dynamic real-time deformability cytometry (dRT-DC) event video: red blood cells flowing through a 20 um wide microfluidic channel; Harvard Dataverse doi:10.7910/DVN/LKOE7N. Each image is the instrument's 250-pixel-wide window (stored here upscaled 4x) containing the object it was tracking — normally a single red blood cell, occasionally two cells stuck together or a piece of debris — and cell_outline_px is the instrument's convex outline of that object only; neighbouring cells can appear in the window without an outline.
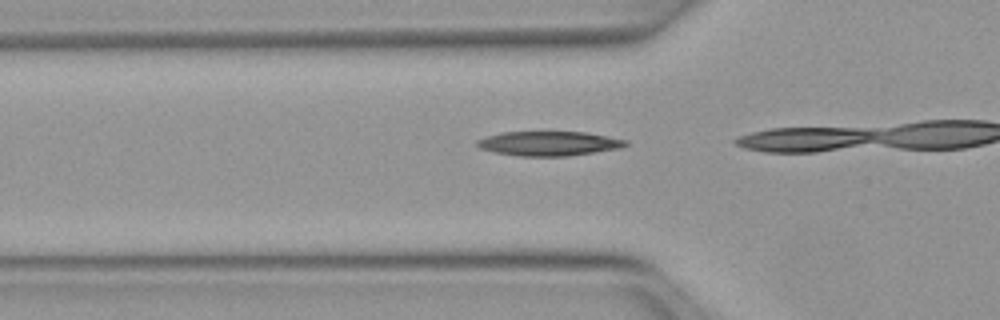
{"species": "Egyptian fruit bat (a non-hibernating species)", "species_latin": "Rousettus aegyptiacus", "temperature_condition": "warm", "stored_images_in_passage": 5, "camera_frame_rate_fps": 3000, "um_per_image_px": 0.085, "animal": {"sex": "female"}, "frame": {"image": 1, "passage_image": 3, "time_ms": 0.667, "image_size_px": [1000, 320], "cell_outline_px": [[628, 144], [620, 148], [596, 152], [568, 156], [520, 156], [496, 152], [480, 148], [476, 144], [476, 140], [488, 136], [504, 132], [588, 132], [628, 140]], "centroid_in_image_um": [46.7, 12.19], "position_along_channel_um": 79.1, "area_um2": 21.1}}